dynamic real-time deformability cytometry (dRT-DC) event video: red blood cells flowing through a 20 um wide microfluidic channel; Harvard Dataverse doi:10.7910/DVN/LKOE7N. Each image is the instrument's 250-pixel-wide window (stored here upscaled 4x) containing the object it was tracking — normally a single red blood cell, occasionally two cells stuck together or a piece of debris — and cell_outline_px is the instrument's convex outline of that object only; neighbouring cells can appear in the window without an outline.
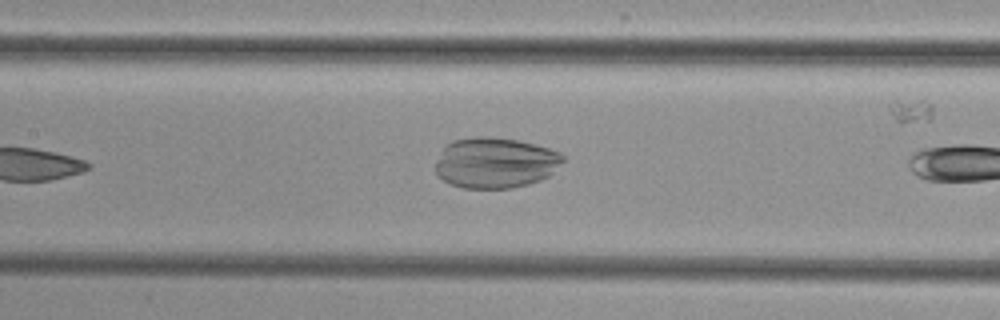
{"species": "common noctule bat (a hibernating species)", "species_latin": "Nyctalus noctula", "temperature_condition": "cold", "stored_images_in_passage": 5, "camera_frame_rate_fps": 3000, "um_per_image_px": 0.085, "animal": {"sex": "female", "body_mass_g": 29.2, "forearm_length_mm": 56.3}, "frame": {"image": 1, "passage_image": 4, "time_ms": 3.667, "image_size_px": [1000, 320], "cell_outline_px": [[564, 160], [548, 176], [540, 180], [528, 184], [512, 188], [464, 188], [452, 184], [444, 180], [436, 172], [436, 164], [444, 148], [452, 140], [476, 136], [488, 136], [520, 140], [548, 148], [560, 152], [564, 156]], "centroid_in_image_um": [42.12, 13.82], "position_along_channel_um": 165.3, "area_um2": 37.45}}